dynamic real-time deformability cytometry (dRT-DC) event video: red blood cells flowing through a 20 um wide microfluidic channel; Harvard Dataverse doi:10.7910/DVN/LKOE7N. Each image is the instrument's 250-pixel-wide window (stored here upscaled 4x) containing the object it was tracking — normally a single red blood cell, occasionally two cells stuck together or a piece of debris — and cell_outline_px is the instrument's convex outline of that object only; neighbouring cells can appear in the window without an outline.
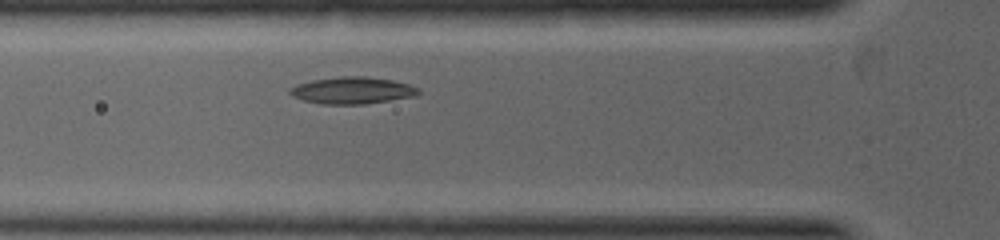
{"species": "common noctule bat (a hibernating species)", "species_latin": "Nyctalus noctula", "temperature_condition": "warm", "stored_images_in_passage": 3, "camera_frame_rate_fps": 5000, "um_per_image_px": 0.085, "animal": {"sex": "female", "body_mass_g": 19.0, "forearm_length_mm": 53.3}, "frame": {"image": 1, "passage_image": 3, "time_ms": 0.8, "image_size_px": [1000, 240], "cell_outline_px": [[420, 92], [412, 96], [364, 104], [324, 104], [304, 100], [292, 96], [288, 92], [288, 88], [296, 84], [312, 80], [340, 76], [364, 76], [392, 80], [408, 84], [420, 88]], "centroid_in_image_um": [29.9, 7.67], "position_along_channel_um": 95.9, "area_um2": 20.0}}